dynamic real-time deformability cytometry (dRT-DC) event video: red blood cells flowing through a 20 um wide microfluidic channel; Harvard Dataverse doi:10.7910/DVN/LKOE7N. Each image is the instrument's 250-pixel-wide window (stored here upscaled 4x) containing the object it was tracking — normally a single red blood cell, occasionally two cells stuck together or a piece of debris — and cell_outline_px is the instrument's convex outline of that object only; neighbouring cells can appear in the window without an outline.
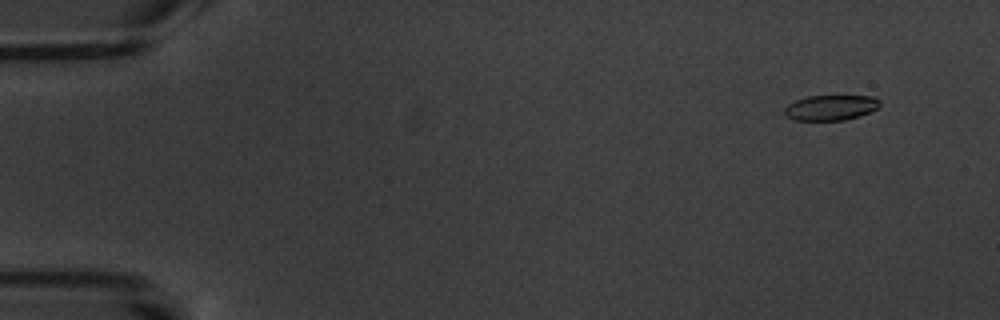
{"species": "common noctule bat (a hibernating species)", "species_latin": "Nyctalus noctula", "temperature_condition": "warm", "stored_images_in_passage": 5, "camera_frame_rate_fps": 3000, "um_per_image_px": 0.085, "animal": {"sex": "male", "body_mass_g": 20.1, "forearm_length_mm": 53.5}, "frame": {"image": 1, "passage_image": 1, "time_ms": 0.0, "image_size_px": [1000, 320], "cell_outline_px": [[880, 108], [860, 116], [844, 120], [796, 120], [784, 116], [784, 108], [788, 104], [796, 100], [808, 96], [876, 96], [880, 100]], "centroid_in_image_um": [70.64, 9.15], "position_along_channel_um": 14.4, "area_um2": 14.22}}
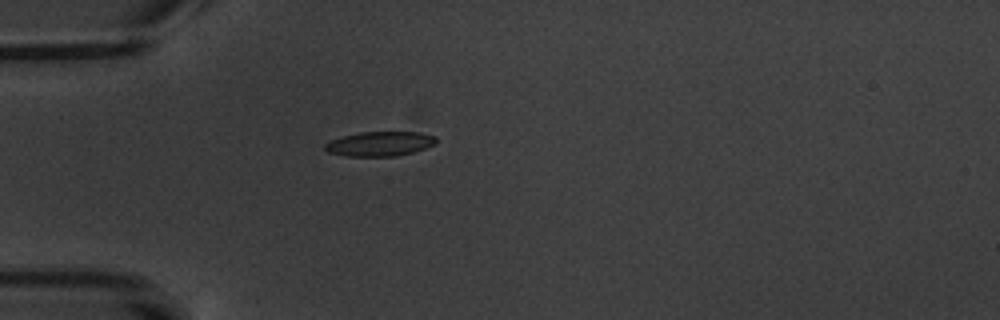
{"frame": {"image": 2, "passage_image": 5, "time_ms": 4.333, "image_size_px": [1000, 320], "cell_outline_px": [[436, 144], [412, 152], [396, 156], [344, 156], [328, 152], [324, 148], [324, 144], [332, 140], [344, 136], [360, 132], [416, 132], [436, 136]], "centroid_in_image_um": [32.28, 12.22], "position_along_channel_um": 52.7, "area_um2": 15.78}}